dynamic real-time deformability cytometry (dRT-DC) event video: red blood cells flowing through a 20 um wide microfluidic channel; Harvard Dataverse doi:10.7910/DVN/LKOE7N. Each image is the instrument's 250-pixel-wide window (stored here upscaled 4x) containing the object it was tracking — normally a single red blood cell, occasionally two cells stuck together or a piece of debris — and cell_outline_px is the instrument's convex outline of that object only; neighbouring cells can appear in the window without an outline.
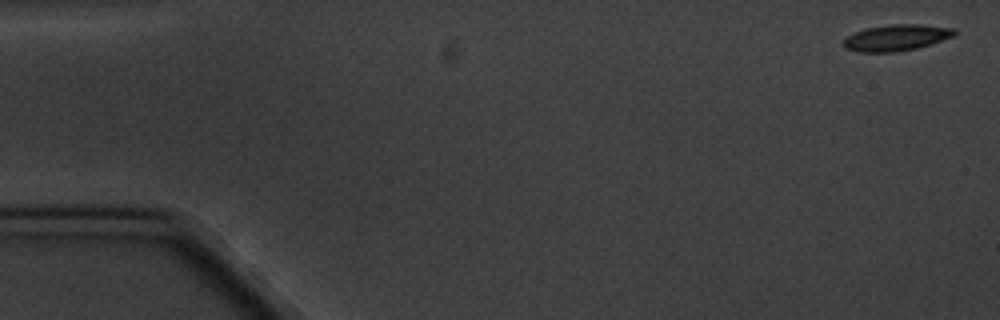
{"species": "common noctule bat (a hibernating species)", "species_latin": "Nyctalus noctula", "temperature_condition": "cold", "stored_images_in_passage": 5, "camera_frame_rate_fps": 3000, "um_per_image_px": 0.085, "animal": {"sex": "male", "body_mass_g": 20.1, "forearm_length_mm": 53.5}, "frame": {"image": 1, "passage_image": 1, "time_ms": 0.0, "image_size_px": [1000, 320], "cell_outline_px": [[956, 36], [916, 48], [892, 52], [860, 52], [844, 48], [844, 40], [848, 36], [856, 32], [868, 28], [892, 24], [920, 24], [956, 28]], "centroid_in_image_um": [76.24, 3.19], "position_along_channel_um": 8.8, "area_um2": 16.82}}
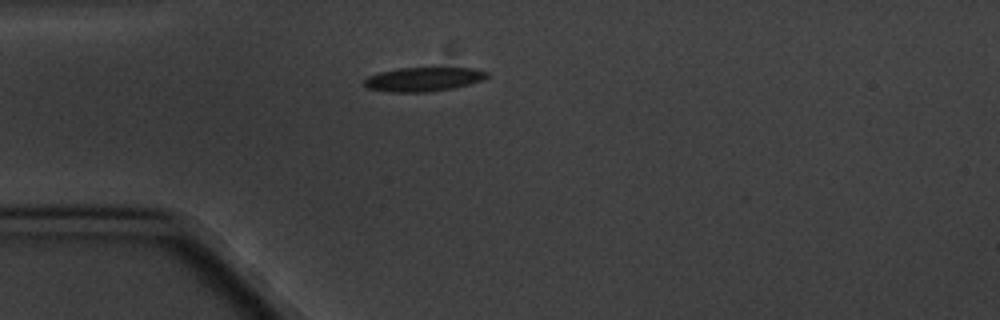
{"frame": {"image": 2, "passage_image": 5, "time_ms": 4.667, "image_size_px": [1000, 320], "cell_outline_px": [[488, 76], [480, 80], [468, 84], [452, 88], [424, 92], [392, 92], [368, 88], [364, 84], [364, 80], [368, 76], [380, 72], [396, 68], [476, 68], [488, 72]], "centroid_in_image_um": [35.97, 6.73], "position_along_channel_um": 49.0, "area_um2": 16.99}}